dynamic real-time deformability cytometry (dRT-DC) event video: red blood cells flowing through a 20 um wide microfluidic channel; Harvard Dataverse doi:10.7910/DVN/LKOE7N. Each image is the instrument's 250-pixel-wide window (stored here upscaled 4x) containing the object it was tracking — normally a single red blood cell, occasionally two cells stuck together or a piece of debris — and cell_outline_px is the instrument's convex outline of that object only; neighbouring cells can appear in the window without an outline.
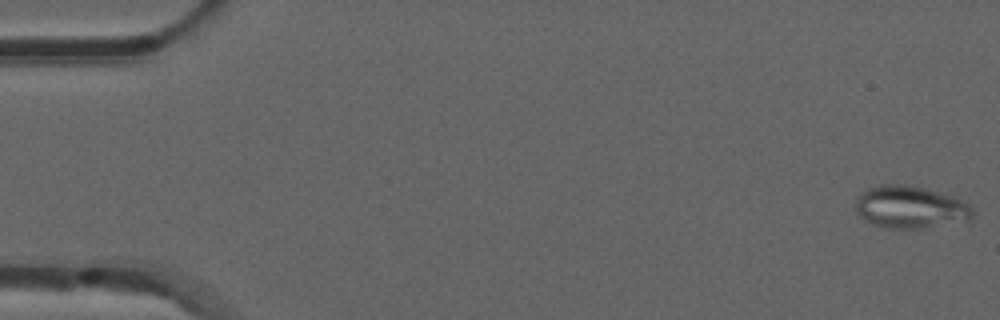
{"species": "common noctule bat (a hibernating species)", "species_latin": "Nyctalus noctula", "temperature_condition": "room temperature", "stored_images_in_passage": 52, "camera_frame_rate_fps": 3000, "um_per_image_px": 0.085, "animal": {"sex": "male", "forearm_length_mm": 52.5}, "frame": {"image": 1, "passage_image": 1, "time_ms": 0.0, "image_size_px": [1000, 320], "cell_outline_px": [[972, 216], [968, 220], [920, 228], [884, 228], [872, 224], [864, 220], [856, 212], [856, 200], [868, 188], [880, 184], [904, 184], [924, 188], [952, 196], [968, 204], [972, 208]], "centroid_in_image_um": [77.33, 17.61], "position_along_channel_um": 7.7, "area_um2": 28.55}}
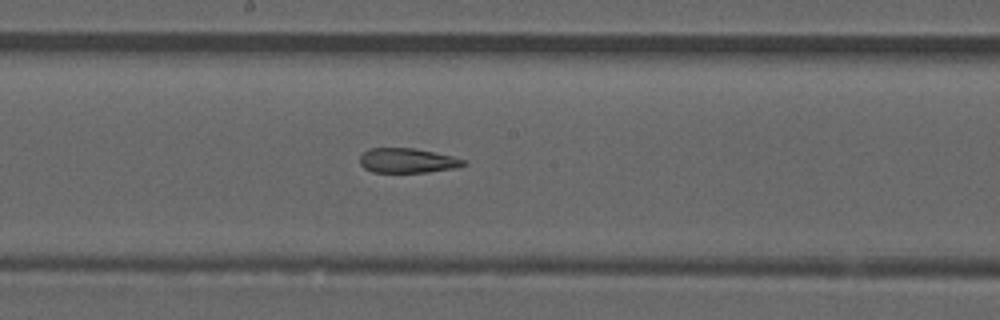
{"frame": {"image": 2, "passage_image": 28, "time_ms": 9.0, "image_size_px": [1000, 320], "cell_outline_px": [[468, 164], [456, 168], [428, 172], [372, 172], [364, 168], [360, 164], [360, 156], [368, 148], [412, 148], [452, 156], [468, 160]], "centroid_in_image_um": [34.65, 13.65], "position_along_channel_um": 213.5, "area_um2": 14.97}}
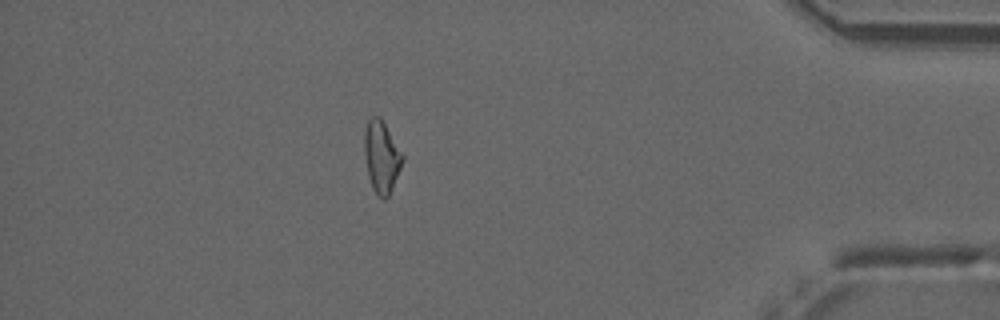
{"frame": {"image": 3, "passage_image": 46, "time_ms": 15.0, "image_size_px": [1000, 320], "cell_outline_px": [[404, 160], [392, 188], [388, 196], [384, 200], [376, 196], [372, 188], [368, 176], [364, 152], [364, 132], [368, 120], [372, 116], [380, 116], [404, 156]], "centroid_in_image_um": [32.42, 13.35], "position_along_channel_um": 402.8, "area_um2": 16.01}, "authors_computed_cell_mechanics": {"area_um2": 16.3285, "velocity_mm_per_s": 3.896, "shape_relaxation_time_tau1_ms": null, "shape_relaxation_time_tau2_ms": 2.7983, "deformation_change_tau1": null, "deformation_change_tau2": 0.1318}}